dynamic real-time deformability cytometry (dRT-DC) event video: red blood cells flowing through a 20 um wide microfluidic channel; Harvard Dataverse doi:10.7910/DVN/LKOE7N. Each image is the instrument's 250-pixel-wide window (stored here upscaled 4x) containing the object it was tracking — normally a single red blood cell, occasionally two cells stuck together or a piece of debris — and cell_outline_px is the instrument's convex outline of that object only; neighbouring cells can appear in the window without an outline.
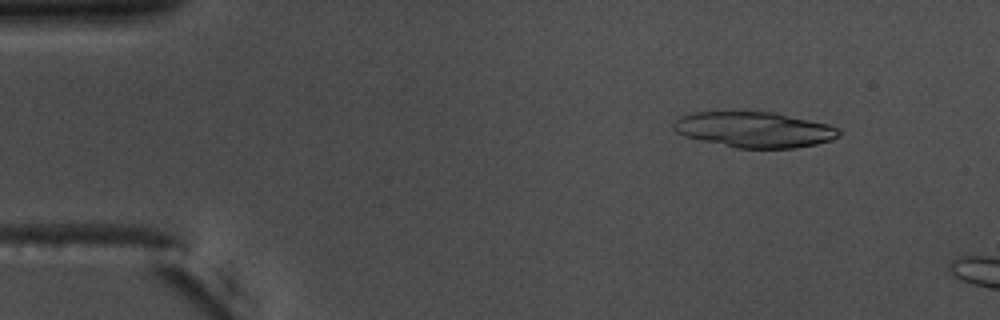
{"species": "common noctule bat (a hibernating species)", "species_latin": "Nyctalus noctula", "temperature_condition": "warm", "stored_images_in_passage": 11, "camera_frame_rate_fps": 3000, "um_per_image_px": 0.085, "animal": {"sex": "male", "body_mass_g": 17.5, "forearm_length_mm": 52.3}, "frame": {"image": 1, "passage_image": 7, "time_ms": 2.0, "image_size_px": [1000, 320], "cell_outline_px": [[840, 136], [832, 140], [816, 144], [796, 148], [736, 148], [684, 136], [676, 132], [672, 128], [672, 124], [680, 116], [696, 112], [772, 112], [828, 124], [840, 128]], "centroid_in_image_um": [64.13, 11.02], "position_along_channel_um": 20.9, "area_um2": 34.22}}